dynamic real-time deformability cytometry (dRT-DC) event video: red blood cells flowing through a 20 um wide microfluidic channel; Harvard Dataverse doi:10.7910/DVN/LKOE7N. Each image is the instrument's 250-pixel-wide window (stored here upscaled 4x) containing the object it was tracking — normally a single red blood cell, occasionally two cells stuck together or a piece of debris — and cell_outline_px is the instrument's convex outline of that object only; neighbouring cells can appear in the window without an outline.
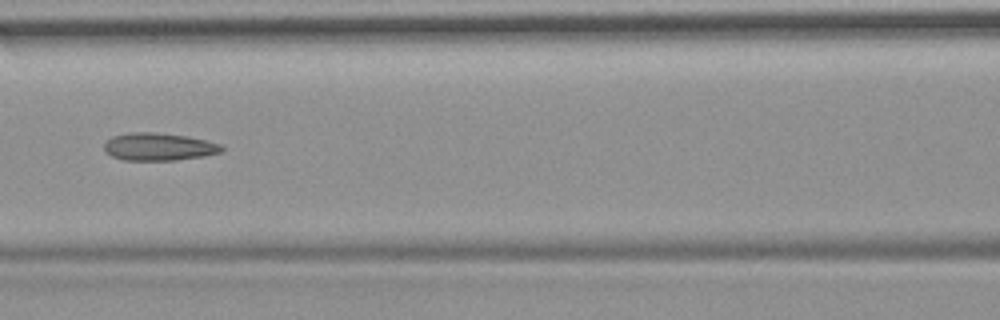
{"species": "common noctule bat (a hibernating species)", "species_latin": "Nyctalus noctula", "temperature_condition": "room temperature", "stored_images_in_passage": 53, "camera_frame_rate_fps": 3000, "um_per_image_px": 0.085, "animal": {"sex": "female", "body_mass_g": 19.9}, "frame": {"image": 1, "passage_image": 23, "time_ms": 7.333, "image_size_px": [1000, 320], "cell_outline_px": [[224, 148], [220, 152], [204, 156], [176, 160], [124, 160], [112, 156], [104, 148], [104, 144], [112, 136], [128, 132], [156, 132], [188, 136], [220, 144]], "centroid_in_image_um": [13.49, 12.46], "position_along_channel_um": 153.1, "area_um2": 18.84}, "authors_computed_cell_mechanics": {"area_um2": 19.5364, "velocity_mm_per_s": 3.7244, "shape_relaxation_time_tau1_ms": null, "shape_relaxation_time_tau2_ms": 3.5921, "deformation_change_tau1": null, "deformation_change_tau2": 0.1309}}